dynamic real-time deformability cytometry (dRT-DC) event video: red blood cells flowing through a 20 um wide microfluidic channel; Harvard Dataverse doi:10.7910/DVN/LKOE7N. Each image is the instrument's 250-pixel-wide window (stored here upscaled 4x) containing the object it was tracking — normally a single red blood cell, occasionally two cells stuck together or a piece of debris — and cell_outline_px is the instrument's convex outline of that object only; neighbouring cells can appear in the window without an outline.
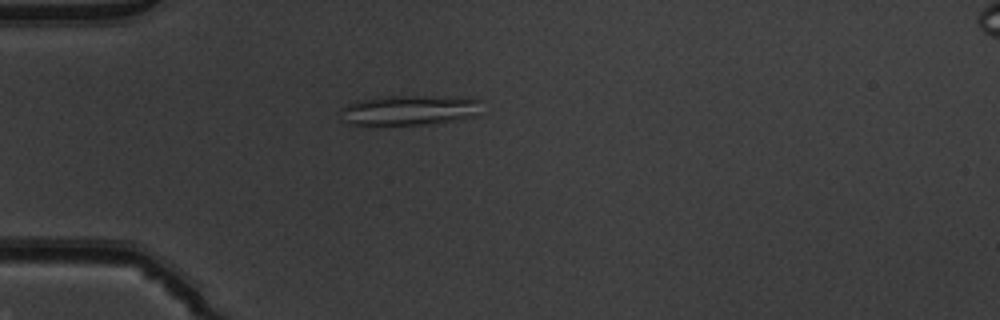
{"species": "common noctule bat (a hibernating species)", "species_latin": "Nyctalus noctula", "temperature_condition": "warm", "stored_images_in_passage": 41, "camera_frame_rate_fps": 3000, "um_per_image_px": 0.085, "animal": {"sex": "male", "body_mass_g": 19.5, "forearm_length_mm": 54.6}, "frame": {"image": 1, "passage_image": 4, "time_ms": 1.0, "image_size_px": [1000, 320], "cell_outline_px": [[480, 116], [460, 120], [432, 124], [348, 124], [340, 120], [340, 108], [356, 100], [388, 96], [468, 96], [480, 100]], "centroid_in_image_um": [34.87, 9.35], "position_along_channel_um": 50.1, "area_um2": 25.37}}
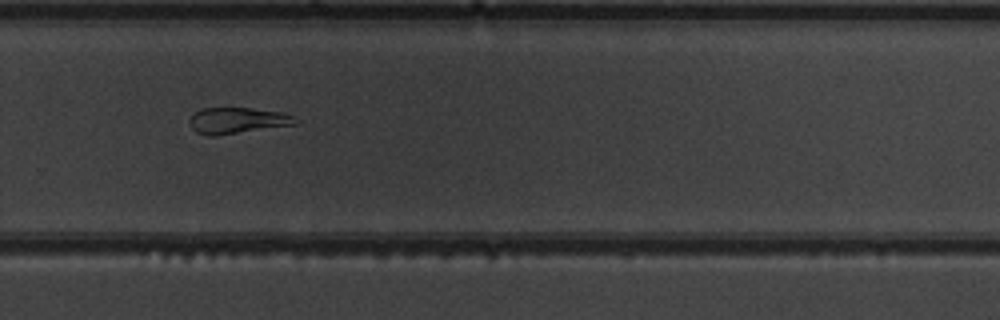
{"frame": {"image": 2, "passage_image": 25, "time_ms": 8.0, "image_size_px": [1000, 320], "cell_outline_px": [[300, 124], [216, 136], [208, 136], [196, 132], [192, 128], [188, 120], [196, 112], [204, 108], [252, 108], [284, 112], [300, 120]], "centroid_in_image_um": [20.24, 10.25], "position_along_channel_um": 309.6, "area_um2": 16.36}}
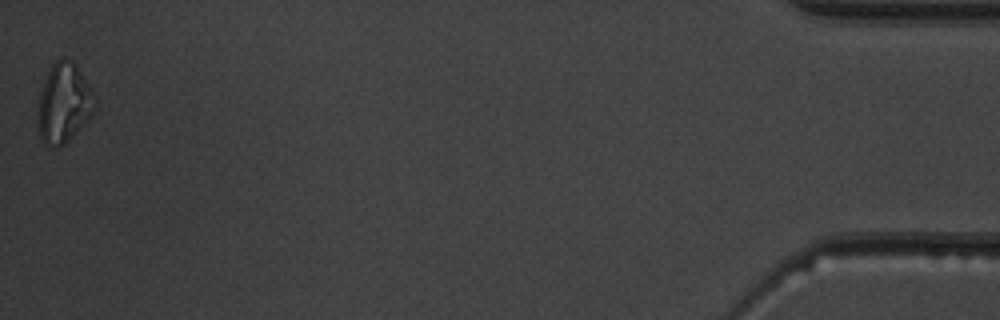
{"frame": {"image": 3, "passage_image": 41, "time_ms": 13.333, "image_size_px": [1000, 320], "cell_outline_px": [[96, 112], [64, 144], [56, 148], [44, 144], [40, 136], [40, 92], [44, 80], [52, 64], [56, 60], [64, 56], [72, 60], [76, 64], [96, 96]], "centroid_in_image_um": [5.49, 8.73], "position_along_channel_um": 429.7, "area_um2": 26.24}, "authors_computed_cell_mechanics": {"area_um2": 18.0336, "velocity_mm_per_s": 3.9302, "shape_relaxation_time_tau1_ms": null, "shape_relaxation_time_tau2_ms": 3.7543, "deformation_change_tau1": null, "deformation_change_tau2": 0.1275}}